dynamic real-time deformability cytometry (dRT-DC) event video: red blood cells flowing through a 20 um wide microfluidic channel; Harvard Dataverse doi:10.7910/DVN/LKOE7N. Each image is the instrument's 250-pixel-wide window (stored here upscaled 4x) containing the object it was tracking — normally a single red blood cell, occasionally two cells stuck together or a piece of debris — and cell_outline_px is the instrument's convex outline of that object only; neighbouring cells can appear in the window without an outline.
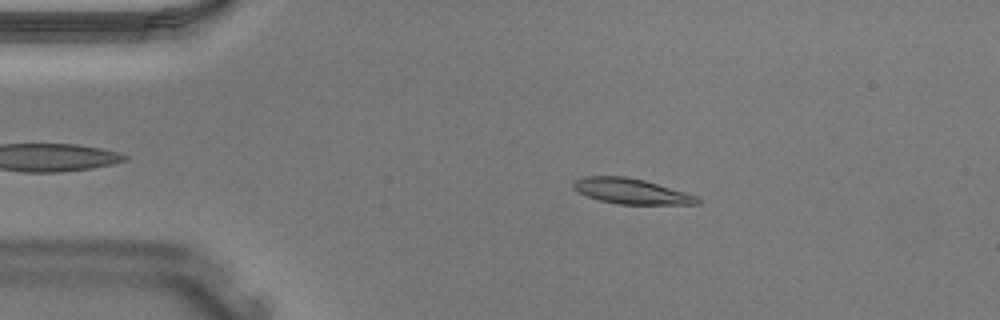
{"species": "Egyptian fruit bat (a non-hibernating species)", "species_latin": "Rousettus aegyptiacus", "temperature_condition": "warm", "stored_images_in_passage": 32, "camera_frame_rate_fps": 3000, "um_per_image_px": 0.085, "animal": {"sex": "male"}, "frame": {"image": 1, "passage_image": 4, "time_ms": 1.0, "image_size_px": [1000, 320], "cell_outline_px": [[700, 204], [616, 204], [600, 200], [588, 196], [572, 188], [572, 184], [576, 180], [584, 176], [624, 176], [644, 180], [684, 192], [696, 196], [700, 200]], "centroid_in_image_um": [53.63, 16.25], "position_along_channel_um": 31.4, "area_um2": 18.09}}
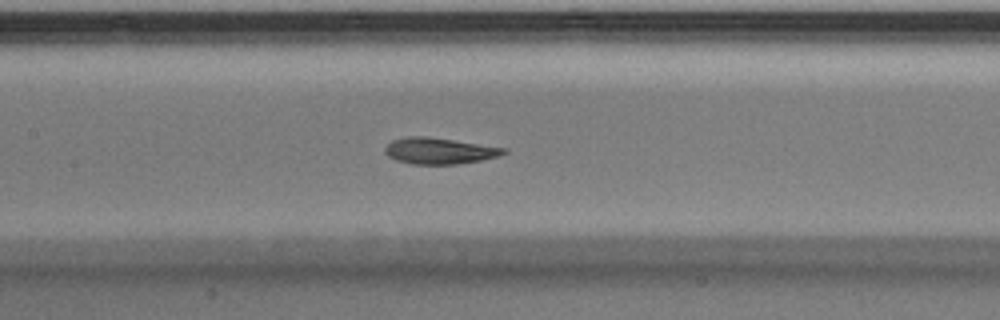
{"frame": {"image": 2, "passage_image": 15, "time_ms": 4.667, "image_size_px": [1000, 320], "cell_outline_px": [[508, 152], [496, 156], [480, 160], [456, 164], [412, 164], [396, 160], [388, 156], [384, 152], [384, 148], [392, 140], [408, 136], [428, 136], [504, 148]], "centroid_in_image_um": [37.27, 12.82], "position_along_channel_um": 170.1, "area_um2": 17.92}}
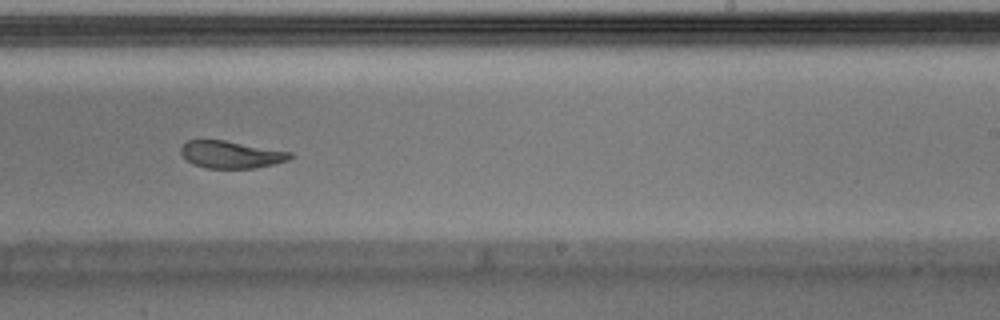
{"frame": {"image": 3, "passage_image": 21, "time_ms": 6.667, "image_size_px": [1000, 320], "cell_outline_px": [[292, 156], [288, 160], [256, 168], [208, 168], [192, 164], [180, 152], [180, 148], [188, 140], [224, 140], [292, 152]], "centroid_in_image_um": [19.63, 13.13], "position_along_channel_um": 269.4, "area_um2": 17.17}}